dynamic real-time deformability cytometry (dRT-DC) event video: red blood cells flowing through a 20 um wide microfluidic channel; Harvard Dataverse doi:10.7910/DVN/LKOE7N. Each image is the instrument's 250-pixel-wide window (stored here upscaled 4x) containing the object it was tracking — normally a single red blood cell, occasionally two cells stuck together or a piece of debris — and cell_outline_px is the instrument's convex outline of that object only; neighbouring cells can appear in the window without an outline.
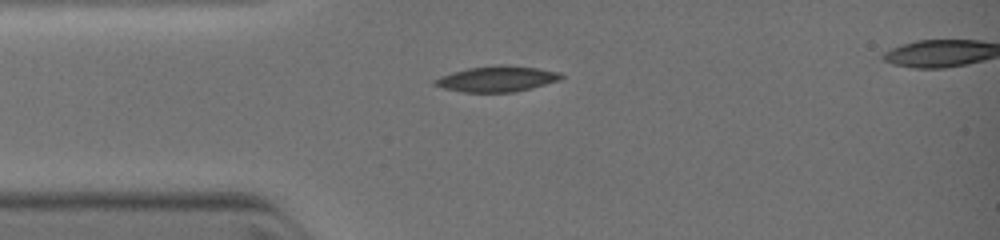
{"species": "common noctule bat (a hibernating species)", "species_latin": "Nyctalus noctula", "temperature_condition": "warm", "stored_images_in_passage": 5, "camera_frame_rate_fps": 3000, "um_per_image_px": 0.085, "animal": {"sex": "female", "body_mass_g": 19.0, "forearm_length_mm": 51.5}, "frame": {"image": 1, "passage_image": 5, "time_ms": 4.0, "image_size_px": [1000, 240], "cell_outline_px": [[564, 76], [560, 80], [532, 88], [516, 92], [464, 92], [444, 88], [432, 84], [432, 80], [440, 76], [452, 72], [468, 68], [536, 68], [560, 72]], "centroid_in_image_um": [42.21, 6.76], "position_along_channel_um": 42.8, "area_um2": 17.98}}